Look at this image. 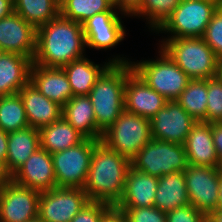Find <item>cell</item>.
<instances>
[{"label":"cell","instance_id":"5bb4252c","mask_svg":"<svg viewBox=\"0 0 222 222\" xmlns=\"http://www.w3.org/2000/svg\"><path fill=\"white\" fill-rule=\"evenodd\" d=\"M41 192L11 181L0 189V222H30L38 218Z\"/></svg>","mask_w":222,"mask_h":222},{"label":"cell","instance_id":"6da1fadb","mask_svg":"<svg viewBox=\"0 0 222 222\" xmlns=\"http://www.w3.org/2000/svg\"><path fill=\"white\" fill-rule=\"evenodd\" d=\"M86 50L82 24L59 14L37 28L33 63L43 67L62 68L86 56Z\"/></svg>","mask_w":222,"mask_h":222},{"label":"cell","instance_id":"9c48e42d","mask_svg":"<svg viewBox=\"0 0 222 222\" xmlns=\"http://www.w3.org/2000/svg\"><path fill=\"white\" fill-rule=\"evenodd\" d=\"M101 140L86 138L78 145L52 153L57 187L83 189L94 147Z\"/></svg>","mask_w":222,"mask_h":222},{"label":"cell","instance_id":"d6986e66","mask_svg":"<svg viewBox=\"0 0 222 222\" xmlns=\"http://www.w3.org/2000/svg\"><path fill=\"white\" fill-rule=\"evenodd\" d=\"M184 147L189 165L221 168L213 144L211 123L196 122L187 135Z\"/></svg>","mask_w":222,"mask_h":222},{"label":"cell","instance_id":"7c38bea8","mask_svg":"<svg viewBox=\"0 0 222 222\" xmlns=\"http://www.w3.org/2000/svg\"><path fill=\"white\" fill-rule=\"evenodd\" d=\"M121 14V15H120ZM119 13L113 6L109 11L97 13L82 24L86 47L107 51L119 45L126 36L125 26Z\"/></svg>","mask_w":222,"mask_h":222},{"label":"cell","instance_id":"7bdbcfd3","mask_svg":"<svg viewBox=\"0 0 222 222\" xmlns=\"http://www.w3.org/2000/svg\"><path fill=\"white\" fill-rule=\"evenodd\" d=\"M12 181V175L6 168L4 161L0 160V189Z\"/></svg>","mask_w":222,"mask_h":222},{"label":"cell","instance_id":"484cf974","mask_svg":"<svg viewBox=\"0 0 222 222\" xmlns=\"http://www.w3.org/2000/svg\"><path fill=\"white\" fill-rule=\"evenodd\" d=\"M184 172H175L158 178L154 206L169 212L189 205Z\"/></svg>","mask_w":222,"mask_h":222},{"label":"cell","instance_id":"603a6c76","mask_svg":"<svg viewBox=\"0 0 222 222\" xmlns=\"http://www.w3.org/2000/svg\"><path fill=\"white\" fill-rule=\"evenodd\" d=\"M32 58L4 52L0 57V96L18 93L30 81Z\"/></svg>","mask_w":222,"mask_h":222},{"label":"cell","instance_id":"7a4b0ae2","mask_svg":"<svg viewBox=\"0 0 222 222\" xmlns=\"http://www.w3.org/2000/svg\"><path fill=\"white\" fill-rule=\"evenodd\" d=\"M130 167L129 159L100 141L92 152L87 180L83 187L89 200L114 206L123 194Z\"/></svg>","mask_w":222,"mask_h":222},{"label":"cell","instance_id":"ffe728a7","mask_svg":"<svg viewBox=\"0 0 222 222\" xmlns=\"http://www.w3.org/2000/svg\"><path fill=\"white\" fill-rule=\"evenodd\" d=\"M30 82L46 98L62 107L73 97L70 83L62 68H49L32 63Z\"/></svg>","mask_w":222,"mask_h":222},{"label":"cell","instance_id":"7402d4cb","mask_svg":"<svg viewBox=\"0 0 222 222\" xmlns=\"http://www.w3.org/2000/svg\"><path fill=\"white\" fill-rule=\"evenodd\" d=\"M158 177L130 167L124 190L114 207H151L154 206Z\"/></svg>","mask_w":222,"mask_h":222},{"label":"cell","instance_id":"30bf717a","mask_svg":"<svg viewBox=\"0 0 222 222\" xmlns=\"http://www.w3.org/2000/svg\"><path fill=\"white\" fill-rule=\"evenodd\" d=\"M89 201L83 189L56 187L41 192L38 218L44 222H71Z\"/></svg>","mask_w":222,"mask_h":222},{"label":"cell","instance_id":"cb8c5ba5","mask_svg":"<svg viewBox=\"0 0 222 222\" xmlns=\"http://www.w3.org/2000/svg\"><path fill=\"white\" fill-rule=\"evenodd\" d=\"M62 116L86 138L101 140L103 134L97 128L93 106L88 95L73 96L63 106Z\"/></svg>","mask_w":222,"mask_h":222},{"label":"cell","instance_id":"d6a6232c","mask_svg":"<svg viewBox=\"0 0 222 222\" xmlns=\"http://www.w3.org/2000/svg\"><path fill=\"white\" fill-rule=\"evenodd\" d=\"M206 122H222V80L216 75L207 79Z\"/></svg>","mask_w":222,"mask_h":222},{"label":"cell","instance_id":"ee69618b","mask_svg":"<svg viewBox=\"0 0 222 222\" xmlns=\"http://www.w3.org/2000/svg\"><path fill=\"white\" fill-rule=\"evenodd\" d=\"M208 222H222V211H214L207 216Z\"/></svg>","mask_w":222,"mask_h":222},{"label":"cell","instance_id":"7dc6e473","mask_svg":"<svg viewBox=\"0 0 222 222\" xmlns=\"http://www.w3.org/2000/svg\"><path fill=\"white\" fill-rule=\"evenodd\" d=\"M30 222H44V221L39 219V218H36V219H34V220L30 221Z\"/></svg>","mask_w":222,"mask_h":222},{"label":"cell","instance_id":"52a82bcc","mask_svg":"<svg viewBox=\"0 0 222 222\" xmlns=\"http://www.w3.org/2000/svg\"><path fill=\"white\" fill-rule=\"evenodd\" d=\"M151 139L150 119L124 110L101 142L131 160Z\"/></svg>","mask_w":222,"mask_h":222},{"label":"cell","instance_id":"74e56055","mask_svg":"<svg viewBox=\"0 0 222 222\" xmlns=\"http://www.w3.org/2000/svg\"><path fill=\"white\" fill-rule=\"evenodd\" d=\"M113 6L126 17H133L142 7L144 0H111Z\"/></svg>","mask_w":222,"mask_h":222},{"label":"cell","instance_id":"3957f363","mask_svg":"<svg viewBox=\"0 0 222 222\" xmlns=\"http://www.w3.org/2000/svg\"><path fill=\"white\" fill-rule=\"evenodd\" d=\"M133 71L131 63H112L97 79L88 94L91 100L96 125L103 134L125 110V83Z\"/></svg>","mask_w":222,"mask_h":222},{"label":"cell","instance_id":"bcb514c9","mask_svg":"<svg viewBox=\"0 0 222 222\" xmlns=\"http://www.w3.org/2000/svg\"><path fill=\"white\" fill-rule=\"evenodd\" d=\"M216 75L222 80V58L218 59V66H217V74Z\"/></svg>","mask_w":222,"mask_h":222},{"label":"cell","instance_id":"ac0fdd59","mask_svg":"<svg viewBox=\"0 0 222 222\" xmlns=\"http://www.w3.org/2000/svg\"><path fill=\"white\" fill-rule=\"evenodd\" d=\"M168 100L148 86L134 71L125 83V110L151 119Z\"/></svg>","mask_w":222,"mask_h":222},{"label":"cell","instance_id":"4316f807","mask_svg":"<svg viewBox=\"0 0 222 222\" xmlns=\"http://www.w3.org/2000/svg\"><path fill=\"white\" fill-rule=\"evenodd\" d=\"M39 133L40 147L50 154L78 145L86 139L63 116L50 125L40 128Z\"/></svg>","mask_w":222,"mask_h":222},{"label":"cell","instance_id":"f1b7e54d","mask_svg":"<svg viewBox=\"0 0 222 222\" xmlns=\"http://www.w3.org/2000/svg\"><path fill=\"white\" fill-rule=\"evenodd\" d=\"M207 92V79H190L176 101L196 122H206Z\"/></svg>","mask_w":222,"mask_h":222},{"label":"cell","instance_id":"d4e9b609","mask_svg":"<svg viewBox=\"0 0 222 222\" xmlns=\"http://www.w3.org/2000/svg\"><path fill=\"white\" fill-rule=\"evenodd\" d=\"M40 148L39 129L27 127L8 133L6 168L13 175Z\"/></svg>","mask_w":222,"mask_h":222},{"label":"cell","instance_id":"8992f818","mask_svg":"<svg viewBox=\"0 0 222 222\" xmlns=\"http://www.w3.org/2000/svg\"><path fill=\"white\" fill-rule=\"evenodd\" d=\"M221 3L222 0H181L154 33L166 34L163 39L203 37L212 15Z\"/></svg>","mask_w":222,"mask_h":222},{"label":"cell","instance_id":"f6af8a7d","mask_svg":"<svg viewBox=\"0 0 222 222\" xmlns=\"http://www.w3.org/2000/svg\"><path fill=\"white\" fill-rule=\"evenodd\" d=\"M216 211H222V174H221L219 190H218V202H217Z\"/></svg>","mask_w":222,"mask_h":222},{"label":"cell","instance_id":"e0dca14e","mask_svg":"<svg viewBox=\"0 0 222 222\" xmlns=\"http://www.w3.org/2000/svg\"><path fill=\"white\" fill-rule=\"evenodd\" d=\"M131 62L129 58H126V55L124 57L122 54L113 55L103 64H96L84 56L70 62L62 69L68 78L73 96H85L90 93L97 79L112 63L129 64Z\"/></svg>","mask_w":222,"mask_h":222},{"label":"cell","instance_id":"4dcf8cb0","mask_svg":"<svg viewBox=\"0 0 222 222\" xmlns=\"http://www.w3.org/2000/svg\"><path fill=\"white\" fill-rule=\"evenodd\" d=\"M112 7L111 0H65L60 5V14L83 24L95 14L109 11Z\"/></svg>","mask_w":222,"mask_h":222},{"label":"cell","instance_id":"8d00e7d4","mask_svg":"<svg viewBox=\"0 0 222 222\" xmlns=\"http://www.w3.org/2000/svg\"><path fill=\"white\" fill-rule=\"evenodd\" d=\"M111 207L105 202L89 201L71 222H99Z\"/></svg>","mask_w":222,"mask_h":222},{"label":"cell","instance_id":"f35d334b","mask_svg":"<svg viewBox=\"0 0 222 222\" xmlns=\"http://www.w3.org/2000/svg\"><path fill=\"white\" fill-rule=\"evenodd\" d=\"M211 132L216 153L222 163V122L211 123Z\"/></svg>","mask_w":222,"mask_h":222},{"label":"cell","instance_id":"c3c4849f","mask_svg":"<svg viewBox=\"0 0 222 222\" xmlns=\"http://www.w3.org/2000/svg\"><path fill=\"white\" fill-rule=\"evenodd\" d=\"M59 5H61L65 0H55Z\"/></svg>","mask_w":222,"mask_h":222},{"label":"cell","instance_id":"5b68a950","mask_svg":"<svg viewBox=\"0 0 222 222\" xmlns=\"http://www.w3.org/2000/svg\"><path fill=\"white\" fill-rule=\"evenodd\" d=\"M157 48L154 59L132 61L133 71L168 101L177 100L190 78L160 47Z\"/></svg>","mask_w":222,"mask_h":222},{"label":"cell","instance_id":"83f0119b","mask_svg":"<svg viewBox=\"0 0 222 222\" xmlns=\"http://www.w3.org/2000/svg\"><path fill=\"white\" fill-rule=\"evenodd\" d=\"M14 12L36 29L60 14V5L55 0H13Z\"/></svg>","mask_w":222,"mask_h":222},{"label":"cell","instance_id":"ab89813d","mask_svg":"<svg viewBox=\"0 0 222 222\" xmlns=\"http://www.w3.org/2000/svg\"><path fill=\"white\" fill-rule=\"evenodd\" d=\"M99 222H127V219L121 210L112 206Z\"/></svg>","mask_w":222,"mask_h":222},{"label":"cell","instance_id":"681fc988","mask_svg":"<svg viewBox=\"0 0 222 222\" xmlns=\"http://www.w3.org/2000/svg\"><path fill=\"white\" fill-rule=\"evenodd\" d=\"M4 51L0 48V57L3 55Z\"/></svg>","mask_w":222,"mask_h":222},{"label":"cell","instance_id":"d590c367","mask_svg":"<svg viewBox=\"0 0 222 222\" xmlns=\"http://www.w3.org/2000/svg\"><path fill=\"white\" fill-rule=\"evenodd\" d=\"M166 222H207V216L189 204L166 212Z\"/></svg>","mask_w":222,"mask_h":222},{"label":"cell","instance_id":"277c9868","mask_svg":"<svg viewBox=\"0 0 222 222\" xmlns=\"http://www.w3.org/2000/svg\"><path fill=\"white\" fill-rule=\"evenodd\" d=\"M157 44L190 79L216 76L218 57L202 37L161 39Z\"/></svg>","mask_w":222,"mask_h":222},{"label":"cell","instance_id":"836d02e7","mask_svg":"<svg viewBox=\"0 0 222 222\" xmlns=\"http://www.w3.org/2000/svg\"><path fill=\"white\" fill-rule=\"evenodd\" d=\"M218 59L222 58V3L216 9L202 37Z\"/></svg>","mask_w":222,"mask_h":222},{"label":"cell","instance_id":"4fadbf2b","mask_svg":"<svg viewBox=\"0 0 222 222\" xmlns=\"http://www.w3.org/2000/svg\"><path fill=\"white\" fill-rule=\"evenodd\" d=\"M195 123L176 100L167 101L150 119L151 136L156 140L184 145Z\"/></svg>","mask_w":222,"mask_h":222},{"label":"cell","instance_id":"2e32d148","mask_svg":"<svg viewBox=\"0 0 222 222\" xmlns=\"http://www.w3.org/2000/svg\"><path fill=\"white\" fill-rule=\"evenodd\" d=\"M12 181L39 192L56 188L52 155L45 149L38 148L12 175Z\"/></svg>","mask_w":222,"mask_h":222},{"label":"cell","instance_id":"ba28073f","mask_svg":"<svg viewBox=\"0 0 222 222\" xmlns=\"http://www.w3.org/2000/svg\"><path fill=\"white\" fill-rule=\"evenodd\" d=\"M130 162L132 168L158 178L189 166L184 145L153 138Z\"/></svg>","mask_w":222,"mask_h":222},{"label":"cell","instance_id":"b9f144b4","mask_svg":"<svg viewBox=\"0 0 222 222\" xmlns=\"http://www.w3.org/2000/svg\"><path fill=\"white\" fill-rule=\"evenodd\" d=\"M14 12L13 0H0V20Z\"/></svg>","mask_w":222,"mask_h":222},{"label":"cell","instance_id":"f546056e","mask_svg":"<svg viewBox=\"0 0 222 222\" xmlns=\"http://www.w3.org/2000/svg\"><path fill=\"white\" fill-rule=\"evenodd\" d=\"M29 127L19 93L0 96V129L6 133Z\"/></svg>","mask_w":222,"mask_h":222},{"label":"cell","instance_id":"60d3db41","mask_svg":"<svg viewBox=\"0 0 222 222\" xmlns=\"http://www.w3.org/2000/svg\"><path fill=\"white\" fill-rule=\"evenodd\" d=\"M8 151V133L0 129V160L6 163Z\"/></svg>","mask_w":222,"mask_h":222},{"label":"cell","instance_id":"1f68e13d","mask_svg":"<svg viewBox=\"0 0 222 222\" xmlns=\"http://www.w3.org/2000/svg\"><path fill=\"white\" fill-rule=\"evenodd\" d=\"M181 0H144L134 18L146 19L145 24L151 32H155L172 14Z\"/></svg>","mask_w":222,"mask_h":222},{"label":"cell","instance_id":"8fae6325","mask_svg":"<svg viewBox=\"0 0 222 222\" xmlns=\"http://www.w3.org/2000/svg\"><path fill=\"white\" fill-rule=\"evenodd\" d=\"M221 168L189 165L184 170L189 202L206 216L216 211Z\"/></svg>","mask_w":222,"mask_h":222},{"label":"cell","instance_id":"44dd1931","mask_svg":"<svg viewBox=\"0 0 222 222\" xmlns=\"http://www.w3.org/2000/svg\"><path fill=\"white\" fill-rule=\"evenodd\" d=\"M18 93L30 127L40 129L62 117L63 107L46 98L30 81Z\"/></svg>","mask_w":222,"mask_h":222},{"label":"cell","instance_id":"e575fe53","mask_svg":"<svg viewBox=\"0 0 222 222\" xmlns=\"http://www.w3.org/2000/svg\"><path fill=\"white\" fill-rule=\"evenodd\" d=\"M123 212L127 222H166V212L151 207H115Z\"/></svg>","mask_w":222,"mask_h":222},{"label":"cell","instance_id":"9a60e30c","mask_svg":"<svg viewBox=\"0 0 222 222\" xmlns=\"http://www.w3.org/2000/svg\"><path fill=\"white\" fill-rule=\"evenodd\" d=\"M36 38L37 29L16 12L0 20V48L4 52L33 59Z\"/></svg>","mask_w":222,"mask_h":222}]
</instances>
